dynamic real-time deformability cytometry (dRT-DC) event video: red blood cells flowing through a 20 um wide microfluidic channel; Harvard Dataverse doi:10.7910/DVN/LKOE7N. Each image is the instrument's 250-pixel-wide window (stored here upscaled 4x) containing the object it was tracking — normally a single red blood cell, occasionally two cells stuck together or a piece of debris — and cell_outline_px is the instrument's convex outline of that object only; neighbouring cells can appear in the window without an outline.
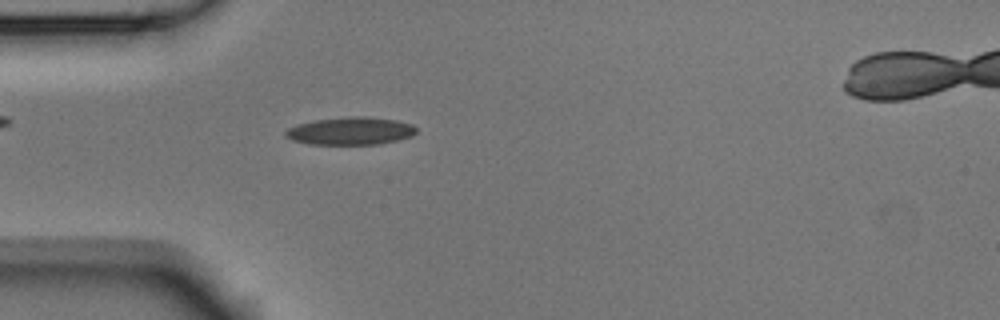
{"species": "Egyptian fruit bat (a non-hibernating species)", "species_latin": "Rousettus aegyptiacus", "temperature_condition": "room temperature", "stored_images_in_passage": 5, "camera_frame_rate_fps": 3000, "um_per_image_px": 0.085, "animal": {"sex": "male"}, "frame": {"image": 1, "passage_image": 5, "time_ms": 1.333, "image_size_px": [1000, 320], "cell_outline_px": [[416, 132], [412, 136], [380, 144], [308, 144], [292, 140], [284, 136], [284, 132], [288, 128], [300, 124], [316, 120], [352, 116], [364, 116], [396, 120], [412, 124], [416, 128]], "centroid_in_image_um": [29.79, 11.13], "position_along_channel_um": 55.2, "area_um2": 20.98}}